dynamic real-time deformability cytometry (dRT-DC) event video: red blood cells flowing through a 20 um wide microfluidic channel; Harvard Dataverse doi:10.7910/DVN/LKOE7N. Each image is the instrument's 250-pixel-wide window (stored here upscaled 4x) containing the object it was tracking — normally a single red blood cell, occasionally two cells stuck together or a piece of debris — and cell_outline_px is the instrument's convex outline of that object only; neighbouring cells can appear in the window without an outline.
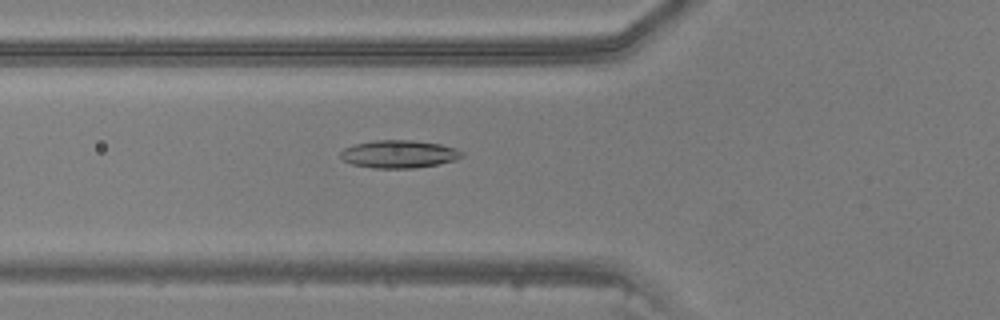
{"species": "common noctule bat (a hibernating species)", "species_latin": "Nyctalus noctula", "temperature_condition": "warm", "stored_images_in_passage": 39, "camera_frame_rate_fps": 3000, "um_per_image_px": 0.085, "animal": {"sex": "male", "body_mass_g": 20.5, "forearm_length_mm": 52.5}, "frame": {"image": 1, "passage_image": 9, "time_ms": 2.667, "image_size_px": [1000, 320], "cell_outline_px": [[464, 156], [456, 160], [416, 168], [372, 168], [352, 164], [344, 160], [340, 156], [340, 152], [344, 148], [356, 144], [372, 140], [412, 140], [440, 144], [456, 148], [464, 152]], "centroid_in_image_um": [33.93, 13.09], "position_along_channel_um": 91.9, "area_um2": 19.71}}
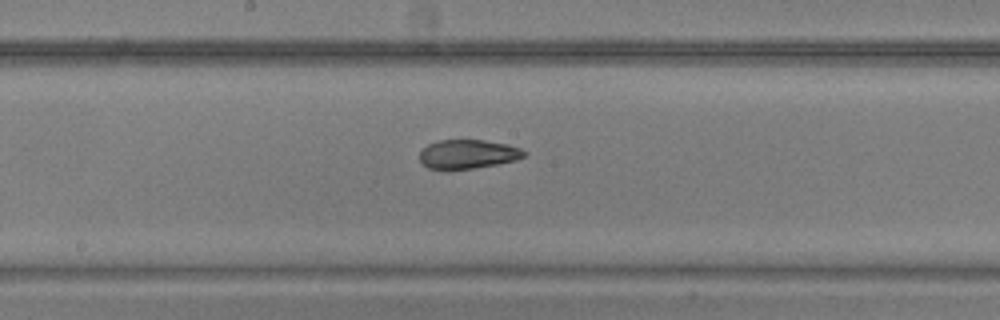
{"frame": {"image": 2, "passage_image": 17, "time_ms": 5.333, "image_size_px": [1000, 320], "cell_outline_px": [[528, 152], [524, 156], [516, 160], [496, 164], [448, 172], [428, 168], [420, 160], [420, 152], [428, 144], [440, 140], [484, 140], [508, 144], [520, 148]], "centroid_in_image_um": [39.75, 13.12], "position_along_channel_um": 208.4, "area_um2": 17.98}}
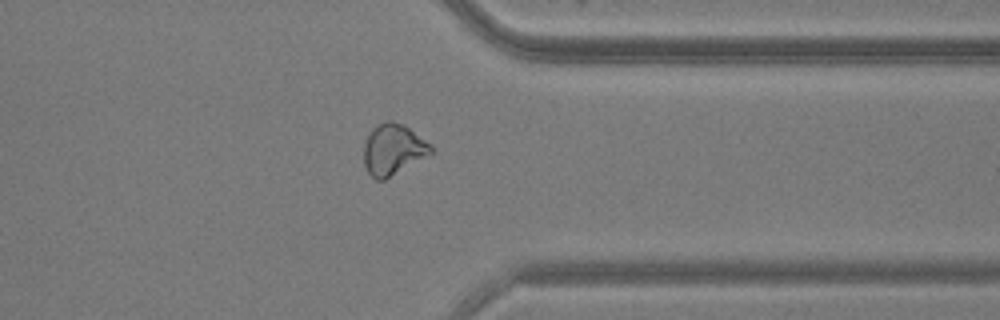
{"frame": {"image": 3, "passage_image": 29, "time_ms": 9.333, "image_size_px": [1000, 320], "cell_outline_px": [[432, 152], [384, 180], [376, 180], [368, 172], [364, 164], [364, 144], [372, 128], [388, 120], [392, 120], [404, 124], [432, 144]], "centroid_in_image_um": [33.4, 12.68], "position_along_channel_um": 378.0, "area_um2": 19.65}}